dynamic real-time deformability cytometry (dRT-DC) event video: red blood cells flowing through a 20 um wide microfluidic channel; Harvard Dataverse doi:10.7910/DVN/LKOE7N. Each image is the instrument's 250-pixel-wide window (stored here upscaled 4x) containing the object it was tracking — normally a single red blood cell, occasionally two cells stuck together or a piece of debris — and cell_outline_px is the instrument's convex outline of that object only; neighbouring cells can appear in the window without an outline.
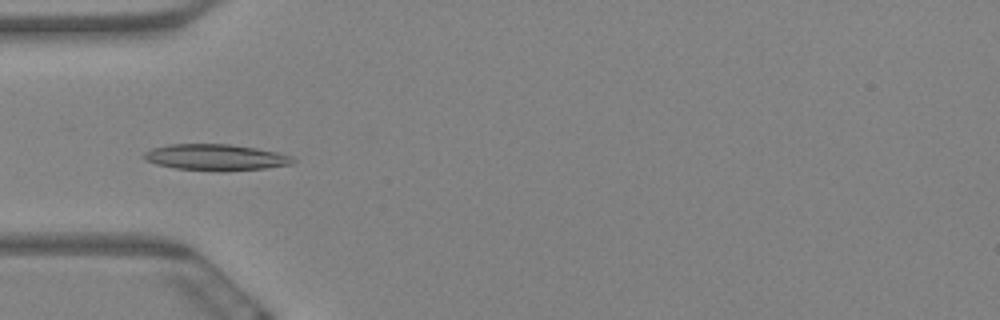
{"species": "Egyptian fruit bat (a non-hibernating species)", "species_latin": "Rousettus aegyptiacus", "temperature_condition": "warm", "stored_images_in_passage": 6, "camera_frame_rate_fps": 3000, "um_per_image_px": 0.085, "animal": {"sex": "female"}, "frame": {"image": 1, "passage_image": 5, "time_ms": 1.333, "image_size_px": [1000, 320], "cell_outline_px": [[296, 160], [292, 164], [264, 168], [224, 172], [176, 168], [156, 164], [144, 160], [144, 152], [152, 148], [168, 144], [228, 144], [256, 148], [276, 152], [292, 156]], "centroid_in_image_um": [18.33, 13.38], "position_along_channel_um": 66.7, "area_um2": 22.83}}
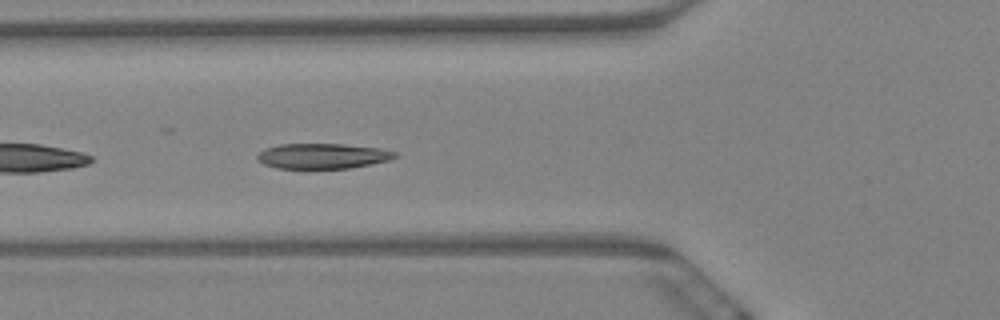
{"frame": {"image": 2, "passage_image": 6, "time_ms": 1.667, "image_size_px": [1000, 320], "cell_outline_px": [[396, 156], [388, 160], [348, 168], [276, 168], [264, 164], [256, 160], [256, 156], [264, 148], [280, 144], [344, 144], [380, 148], [396, 152]], "centroid_in_image_um": [27.36, 13.25], "position_along_channel_um": 98.4, "area_um2": 20.11}}